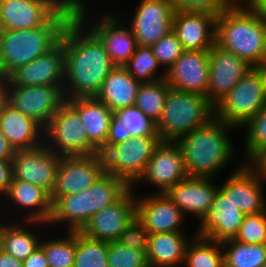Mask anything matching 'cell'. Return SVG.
<instances>
[{
	"instance_id": "15",
	"label": "cell",
	"mask_w": 266,
	"mask_h": 267,
	"mask_svg": "<svg viewBox=\"0 0 266 267\" xmlns=\"http://www.w3.org/2000/svg\"><path fill=\"white\" fill-rule=\"evenodd\" d=\"M135 9L131 18L123 19L129 21L137 45L152 46L173 30L175 11L170 0H140Z\"/></svg>"
},
{
	"instance_id": "32",
	"label": "cell",
	"mask_w": 266,
	"mask_h": 267,
	"mask_svg": "<svg viewBox=\"0 0 266 267\" xmlns=\"http://www.w3.org/2000/svg\"><path fill=\"white\" fill-rule=\"evenodd\" d=\"M189 242L183 267H225L222 243L194 234Z\"/></svg>"
},
{
	"instance_id": "20",
	"label": "cell",
	"mask_w": 266,
	"mask_h": 267,
	"mask_svg": "<svg viewBox=\"0 0 266 267\" xmlns=\"http://www.w3.org/2000/svg\"><path fill=\"white\" fill-rule=\"evenodd\" d=\"M104 172L100 154L63 156L57 168L56 186L51 197L77 194L89 188Z\"/></svg>"
},
{
	"instance_id": "3",
	"label": "cell",
	"mask_w": 266,
	"mask_h": 267,
	"mask_svg": "<svg viewBox=\"0 0 266 267\" xmlns=\"http://www.w3.org/2000/svg\"><path fill=\"white\" fill-rule=\"evenodd\" d=\"M75 15L76 5L66 2L43 26L0 30V77L7 78L17 68L52 50Z\"/></svg>"
},
{
	"instance_id": "10",
	"label": "cell",
	"mask_w": 266,
	"mask_h": 267,
	"mask_svg": "<svg viewBox=\"0 0 266 267\" xmlns=\"http://www.w3.org/2000/svg\"><path fill=\"white\" fill-rule=\"evenodd\" d=\"M160 142L159 136H138L108 147L101 154L105 173L132 186L144 172Z\"/></svg>"
},
{
	"instance_id": "27",
	"label": "cell",
	"mask_w": 266,
	"mask_h": 267,
	"mask_svg": "<svg viewBox=\"0 0 266 267\" xmlns=\"http://www.w3.org/2000/svg\"><path fill=\"white\" fill-rule=\"evenodd\" d=\"M0 130L15 150L33 149L44 143V129L8 102L0 115Z\"/></svg>"
},
{
	"instance_id": "41",
	"label": "cell",
	"mask_w": 266,
	"mask_h": 267,
	"mask_svg": "<svg viewBox=\"0 0 266 267\" xmlns=\"http://www.w3.org/2000/svg\"><path fill=\"white\" fill-rule=\"evenodd\" d=\"M234 240L244 244H266V211L245 215Z\"/></svg>"
},
{
	"instance_id": "12",
	"label": "cell",
	"mask_w": 266,
	"mask_h": 267,
	"mask_svg": "<svg viewBox=\"0 0 266 267\" xmlns=\"http://www.w3.org/2000/svg\"><path fill=\"white\" fill-rule=\"evenodd\" d=\"M187 176L184 156L179 145L176 142L161 141L155 148L144 172L131 188L136 191L139 184L141 187L142 184L148 183V186L152 185L158 189L155 193H165Z\"/></svg>"
},
{
	"instance_id": "5",
	"label": "cell",
	"mask_w": 266,
	"mask_h": 267,
	"mask_svg": "<svg viewBox=\"0 0 266 267\" xmlns=\"http://www.w3.org/2000/svg\"><path fill=\"white\" fill-rule=\"evenodd\" d=\"M130 188L125 180L104 172L77 194L51 197L52 214L47 225L63 224L65 231H81L95 213L118 201Z\"/></svg>"
},
{
	"instance_id": "38",
	"label": "cell",
	"mask_w": 266,
	"mask_h": 267,
	"mask_svg": "<svg viewBox=\"0 0 266 267\" xmlns=\"http://www.w3.org/2000/svg\"><path fill=\"white\" fill-rule=\"evenodd\" d=\"M108 242L86 236L76 231L74 267H108Z\"/></svg>"
},
{
	"instance_id": "45",
	"label": "cell",
	"mask_w": 266,
	"mask_h": 267,
	"mask_svg": "<svg viewBox=\"0 0 266 267\" xmlns=\"http://www.w3.org/2000/svg\"><path fill=\"white\" fill-rule=\"evenodd\" d=\"M132 135L128 133L122 120L115 114L112 115L110 122L109 134L105 146L100 150V155L110 146L117 143L132 139Z\"/></svg>"
},
{
	"instance_id": "14",
	"label": "cell",
	"mask_w": 266,
	"mask_h": 267,
	"mask_svg": "<svg viewBox=\"0 0 266 267\" xmlns=\"http://www.w3.org/2000/svg\"><path fill=\"white\" fill-rule=\"evenodd\" d=\"M266 181L251 165L243 162L232 172L219 190L238 206L245 215H255L266 211Z\"/></svg>"
},
{
	"instance_id": "8",
	"label": "cell",
	"mask_w": 266,
	"mask_h": 267,
	"mask_svg": "<svg viewBox=\"0 0 266 267\" xmlns=\"http://www.w3.org/2000/svg\"><path fill=\"white\" fill-rule=\"evenodd\" d=\"M88 8L86 2L77 4L76 16L103 43L112 63L115 66L123 67L137 49V41L132 33V29L122 18L124 14L121 15L120 12L115 13L114 11L109 12V14L105 12L99 17L95 18L94 16L93 20H91V13H89L90 18H88Z\"/></svg>"
},
{
	"instance_id": "50",
	"label": "cell",
	"mask_w": 266,
	"mask_h": 267,
	"mask_svg": "<svg viewBox=\"0 0 266 267\" xmlns=\"http://www.w3.org/2000/svg\"><path fill=\"white\" fill-rule=\"evenodd\" d=\"M237 2L246 8L266 12V0H237Z\"/></svg>"
},
{
	"instance_id": "11",
	"label": "cell",
	"mask_w": 266,
	"mask_h": 267,
	"mask_svg": "<svg viewBox=\"0 0 266 267\" xmlns=\"http://www.w3.org/2000/svg\"><path fill=\"white\" fill-rule=\"evenodd\" d=\"M65 101L63 86H11L7 82V102L43 129Z\"/></svg>"
},
{
	"instance_id": "2",
	"label": "cell",
	"mask_w": 266,
	"mask_h": 267,
	"mask_svg": "<svg viewBox=\"0 0 266 267\" xmlns=\"http://www.w3.org/2000/svg\"><path fill=\"white\" fill-rule=\"evenodd\" d=\"M235 126L213 117L207 124L179 138L187 175L200 178H217L218 172L235 161L237 151L231 138Z\"/></svg>"
},
{
	"instance_id": "43",
	"label": "cell",
	"mask_w": 266,
	"mask_h": 267,
	"mask_svg": "<svg viewBox=\"0 0 266 267\" xmlns=\"http://www.w3.org/2000/svg\"><path fill=\"white\" fill-rule=\"evenodd\" d=\"M153 54L161 67L166 71L183 53V47L176 34L171 31L168 35L160 38L152 46Z\"/></svg>"
},
{
	"instance_id": "34",
	"label": "cell",
	"mask_w": 266,
	"mask_h": 267,
	"mask_svg": "<svg viewBox=\"0 0 266 267\" xmlns=\"http://www.w3.org/2000/svg\"><path fill=\"white\" fill-rule=\"evenodd\" d=\"M123 67L141 83L156 82L166 77V71L154 56L152 47L147 45H137L135 53Z\"/></svg>"
},
{
	"instance_id": "26",
	"label": "cell",
	"mask_w": 266,
	"mask_h": 267,
	"mask_svg": "<svg viewBox=\"0 0 266 267\" xmlns=\"http://www.w3.org/2000/svg\"><path fill=\"white\" fill-rule=\"evenodd\" d=\"M216 18L206 12H175L172 31L183 50L209 51L215 44Z\"/></svg>"
},
{
	"instance_id": "40",
	"label": "cell",
	"mask_w": 266,
	"mask_h": 267,
	"mask_svg": "<svg viewBox=\"0 0 266 267\" xmlns=\"http://www.w3.org/2000/svg\"><path fill=\"white\" fill-rule=\"evenodd\" d=\"M108 267H149L145 251L122 246L117 241L108 242Z\"/></svg>"
},
{
	"instance_id": "54",
	"label": "cell",
	"mask_w": 266,
	"mask_h": 267,
	"mask_svg": "<svg viewBox=\"0 0 266 267\" xmlns=\"http://www.w3.org/2000/svg\"><path fill=\"white\" fill-rule=\"evenodd\" d=\"M257 68L259 69V71L262 74L263 81H264V87H265V93H266V61H264L259 66H257Z\"/></svg>"
},
{
	"instance_id": "6",
	"label": "cell",
	"mask_w": 266,
	"mask_h": 267,
	"mask_svg": "<svg viewBox=\"0 0 266 267\" xmlns=\"http://www.w3.org/2000/svg\"><path fill=\"white\" fill-rule=\"evenodd\" d=\"M214 117V106L206 96L169 89L157 132L161 141L176 142Z\"/></svg>"
},
{
	"instance_id": "7",
	"label": "cell",
	"mask_w": 266,
	"mask_h": 267,
	"mask_svg": "<svg viewBox=\"0 0 266 267\" xmlns=\"http://www.w3.org/2000/svg\"><path fill=\"white\" fill-rule=\"evenodd\" d=\"M265 104L263 77L253 67L214 107V117L241 129Z\"/></svg>"
},
{
	"instance_id": "22",
	"label": "cell",
	"mask_w": 266,
	"mask_h": 267,
	"mask_svg": "<svg viewBox=\"0 0 266 267\" xmlns=\"http://www.w3.org/2000/svg\"><path fill=\"white\" fill-rule=\"evenodd\" d=\"M171 89L206 96L209 86V51L184 50L166 70Z\"/></svg>"
},
{
	"instance_id": "28",
	"label": "cell",
	"mask_w": 266,
	"mask_h": 267,
	"mask_svg": "<svg viewBox=\"0 0 266 267\" xmlns=\"http://www.w3.org/2000/svg\"><path fill=\"white\" fill-rule=\"evenodd\" d=\"M66 101L79 113L89 141L100 151L106 144L114 112L96 97H76Z\"/></svg>"
},
{
	"instance_id": "46",
	"label": "cell",
	"mask_w": 266,
	"mask_h": 267,
	"mask_svg": "<svg viewBox=\"0 0 266 267\" xmlns=\"http://www.w3.org/2000/svg\"><path fill=\"white\" fill-rule=\"evenodd\" d=\"M13 178L12 161L0 160V202L6 196Z\"/></svg>"
},
{
	"instance_id": "51",
	"label": "cell",
	"mask_w": 266,
	"mask_h": 267,
	"mask_svg": "<svg viewBox=\"0 0 266 267\" xmlns=\"http://www.w3.org/2000/svg\"><path fill=\"white\" fill-rule=\"evenodd\" d=\"M251 165L259 172L260 176L266 181V150L261 153Z\"/></svg>"
},
{
	"instance_id": "25",
	"label": "cell",
	"mask_w": 266,
	"mask_h": 267,
	"mask_svg": "<svg viewBox=\"0 0 266 267\" xmlns=\"http://www.w3.org/2000/svg\"><path fill=\"white\" fill-rule=\"evenodd\" d=\"M245 214L219 189L209 213L198 223L196 235L223 243L236 237Z\"/></svg>"
},
{
	"instance_id": "21",
	"label": "cell",
	"mask_w": 266,
	"mask_h": 267,
	"mask_svg": "<svg viewBox=\"0 0 266 267\" xmlns=\"http://www.w3.org/2000/svg\"><path fill=\"white\" fill-rule=\"evenodd\" d=\"M136 217V193L130 188L118 201L95 213L81 230L101 241H117Z\"/></svg>"
},
{
	"instance_id": "47",
	"label": "cell",
	"mask_w": 266,
	"mask_h": 267,
	"mask_svg": "<svg viewBox=\"0 0 266 267\" xmlns=\"http://www.w3.org/2000/svg\"><path fill=\"white\" fill-rule=\"evenodd\" d=\"M23 267H49L44 250L39 246L23 261Z\"/></svg>"
},
{
	"instance_id": "1",
	"label": "cell",
	"mask_w": 266,
	"mask_h": 267,
	"mask_svg": "<svg viewBox=\"0 0 266 267\" xmlns=\"http://www.w3.org/2000/svg\"><path fill=\"white\" fill-rule=\"evenodd\" d=\"M65 99L96 97L115 68L99 38L75 15L63 30Z\"/></svg>"
},
{
	"instance_id": "19",
	"label": "cell",
	"mask_w": 266,
	"mask_h": 267,
	"mask_svg": "<svg viewBox=\"0 0 266 267\" xmlns=\"http://www.w3.org/2000/svg\"><path fill=\"white\" fill-rule=\"evenodd\" d=\"M251 68L246 60L214 44L209 50L208 101L215 107Z\"/></svg>"
},
{
	"instance_id": "29",
	"label": "cell",
	"mask_w": 266,
	"mask_h": 267,
	"mask_svg": "<svg viewBox=\"0 0 266 267\" xmlns=\"http://www.w3.org/2000/svg\"><path fill=\"white\" fill-rule=\"evenodd\" d=\"M192 238L186 232L149 234L146 252L149 267H182Z\"/></svg>"
},
{
	"instance_id": "13",
	"label": "cell",
	"mask_w": 266,
	"mask_h": 267,
	"mask_svg": "<svg viewBox=\"0 0 266 267\" xmlns=\"http://www.w3.org/2000/svg\"><path fill=\"white\" fill-rule=\"evenodd\" d=\"M60 158L44 143L37 148L16 150L12 159L13 177L43 189L51 197Z\"/></svg>"
},
{
	"instance_id": "31",
	"label": "cell",
	"mask_w": 266,
	"mask_h": 267,
	"mask_svg": "<svg viewBox=\"0 0 266 267\" xmlns=\"http://www.w3.org/2000/svg\"><path fill=\"white\" fill-rule=\"evenodd\" d=\"M140 84L124 67L115 66L105 78L96 98L113 112L134 106Z\"/></svg>"
},
{
	"instance_id": "52",
	"label": "cell",
	"mask_w": 266,
	"mask_h": 267,
	"mask_svg": "<svg viewBox=\"0 0 266 267\" xmlns=\"http://www.w3.org/2000/svg\"><path fill=\"white\" fill-rule=\"evenodd\" d=\"M7 103V79L0 77V115Z\"/></svg>"
},
{
	"instance_id": "23",
	"label": "cell",
	"mask_w": 266,
	"mask_h": 267,
	"mask_svg": "<svg viewBox=\"0 0 266 267\" xmlns=\"http://www.w3.org/2000/svg\"><path fill=\"white\" fill-rule=\"evenodd\" d=\"M11 86H63L64 50L60 41L52 50L14 70L7 78Z\"/></svg>"
},
{
	"instance_id": "35",
	"label": "cell",
	"mask_w": 266,
	"mask_h": 267,
	"mask_svg": "<svg viewBox=\"0 0 266 267\" xmlns=\"http://www.w3.org/2000/svg\"><path fill=\"white\" fill-rule=\"evenodd\" d=\"M59 238L42 237L40 247L44 250L49 267H74L76 231H63ZM66 233V234H65ZM62 236V237H61Z\"/></svg>"
},
{
	"instance_id": "4",
	"label": "cell",
	"mask_w": 266,
	"mask_h": 267,
	"mask_svg": "<svg viewBox=\"0 0 266 267\" xmlns=\"http://www.w3.org/2000/svg\"><path fill=\"white\" fill-rule=\"evenodd\" d=\"M215 44L259 66L266 61V12L236 2L216 18Z\"/></svg>"
},
{
	"instance_id": "30",
	"label": "cell",
	"mask_w": 266,
	"mask_h": 267,
	"mask_svg": "<svg viewBox=\"0 0 266 267\" xmlns=\"http://www.w3.org/2000/svg\"><path fill=\"white\" fill-rule=\"evenodd\" d=\"M43 229L49 230L47 223L12 220L3 233L2 250L23 262L40 246Z\"/></svg>"
},
{
	"instance_id": "24",
	"label": "cell",
	"mask_w": 266,
	"mask_h": 267,
	"mask_svg": "<svg viewBox=\"0 0 266 267\" xmlns=\"http://www.w3.org/2000/svg\"><path fill=\"white\" fill-rule=\"evenodd\" d=\"M216 178L187 176L171 186L165 194L183 212L199 219L200 223L209 213L214 196L219 189Z\"/></svg>"
},
{
	"instance_id": "36",
	"label": "cell",
	"mask_w": 266,
	"mask_h": 267,
	"mask_svg": "<svg viewBox=\"0 0 266 267\" xmlns=\"http://www.w3.org/2000/svg\"><path fill=\"white\" fill-rule=\"evenodd\" d=\"M169 89L170 86L165 79L141 83L137 92L135 106L157 123L162 116Z\"/></svg>"
},
{
	"instance_id": "37",
	"label": "cell",
	"mask_w": 266,
	"mask_h": 267,
	"mask_svg": "<svg viewBox=\"0 0 266 267\" xmlns=\"http://www.w3.org/2000/svg\"><path fill=\"white\" fill-rule=\"evenodd\" d=\"M244 164H251L266 150V104L243 127Z\"/></svg>"
},
{
	"instance_id": "44",
	"label": "cell",
	"mask_w": 266,
	"mask_h": 267,
	"mask_svg": "<svg viewBox=\"0 0 266 267\" xmlns=\"http://www.w3.org/2000/svg\"><path fill=\"white\" fill-rule=\"evenodd\" d=\"M148 236V231L137 217H135L120 234L117 242L122 246L147 252Z\"/></svg>"
},
{
	"instance_id": "39",
	"label": "cell",
	"mask_w": 266,
	"mask_h": 267,
	"mask_svg": "<svg viewBox=\"0 0 266 267\" xmlns=\"http://www.w3.org/2000/svg\"><path fill=\"white\" fill-rule=\"evenodd\" d=\"M114 114L120 118L132 137L159 136L157 123L148 118L135 105L118 109Z\"/></svg>"
},
{
	"instance_id": "53",
	"label": "cell",
	"mask_w": 266,
	"mask_h": 267,
	"mask_svg": "<svg viewBox=\"0 0 266 267\" xmlns=\"http://www.w3.org/2000/svg\"><path fill=\"white\" fill-rule=\"evenodd\" d=\"M0 212H1V209H0ZM12 219L13 221H15V217H8L5 213H2V212L0 213V252L2 251V237H3L4 230L6 229L8 224L12 222Z\"/></svg>"
},
{
	"instance_id": "48",
	"label": "cell",
	"mask_w": 266,
	"mask_h": 267,
	"mask_svg": "<svg viewBox=\"0 0 266 267\" xmlns=\"http://www.w3.org/2000/svg\"><path fill=\"white\" fill-rule=\"evenodd\" d=\"M16 150L5 138L2 131L0 130V160H10L14 158Z\"/></svg>"
},
{
	"instance_id": "9",
	"label": "cell",
	"mask_w": 266,
	"mask_h": 267,
	"mask_svg": "<svg viewBox=\"0 0 266 267\" xmlns=\"http://www.w3.org/2000/svg\"><path fill=\"white\" fill-rule=\"evenodd\" d=\"M44 144L61 157L100 154L89 141L79 113L67 101L44 129Z\"/></svg>"
},
{
	"instance_id": "18",
	"label": "cell",
	"mask_w": 266,
	"mask_h": 267,
	"mask_svg": "<svg viewBox=\"0 0 266 267\" xmlns=\"http://www.w3.org/2000/svg\"><path fill=\"white\" fill-rule=\"evenodd\" d=\"M0 208L2 212L7 213V216H14L16 211L15 221H18L22 215V221L48 223L52 214L51 197L43 189L14 177L6 196L0 202Z\"/></svg>"
},
{
	"instance_id": "49",
	"label": "cell",
	"mask_w": 266,
	"mask_h": 267,
	"mask_svg": "<svg viewBox=\"0 0 266 267\" xmlns=\"http://www.w3.org/2000/svg\"><path fill=\"white\" fill-rule=\"evenodd\" d=\"M0 267H23V262L2 250L0 252Z\"/></svg>"
},
{
	"instance_id": "33",
	"label": "cell",
	"mask_w": 266,
	"mask_h": 267,
	"mask_svg": "<svg viewBox=\"0 0 266 267\" xmlns=\"http://www.w3.org/2000/svg\"><path fill=\"white\" fill-rule=\"evenodd\" d=\"M225 267H262L266 263V244H244L234 239L222 243Z\"/></svg>"
},
{
	"instance_id": "17",
	"label": "cell",
	"mask_w": 266,
	"mask_h": 267,
	"mask_svg": "<svg viewBox=\"0 0 266 267\" xmlns=\"http://www.w3.org/2000/svg\"><path fill=\"white\" fill-rule=\"evenodd\" d=\"M136 193V217L148 234L187 232L186 217L165 193ZM147 193V194H146ZM184 222V223H183Z\"/></svg>"
},
{
	"instance_id": "42",
	"label": "cell",
	"mask_w": 266,
	"mask_h": 267,
	"mask_svg": "<svg viewBox=\"0 0 266 267\" xmlns=\"http://www.w3.org/2000/svg\"><path fill=\"white\" fill-rule=\"evenodd\" d=\"M175 12H206L218 17L237 0H170Z\"/></svg>"
},
{
	"instance_id": "16",
	"label": "cell",
	"mask_w": 266,
	"mask_h": 267,
	"mask_svg": "<svg viewBox=\"0 0 266 267\" xmlns=\"http://www.w3.org/2000/svg\"><path fill=\"white\" fill-rule=\"evenodd\" d=\"M66 2L84 0H0V30L43 26Z\"/></svg>"
}]
</instances>
